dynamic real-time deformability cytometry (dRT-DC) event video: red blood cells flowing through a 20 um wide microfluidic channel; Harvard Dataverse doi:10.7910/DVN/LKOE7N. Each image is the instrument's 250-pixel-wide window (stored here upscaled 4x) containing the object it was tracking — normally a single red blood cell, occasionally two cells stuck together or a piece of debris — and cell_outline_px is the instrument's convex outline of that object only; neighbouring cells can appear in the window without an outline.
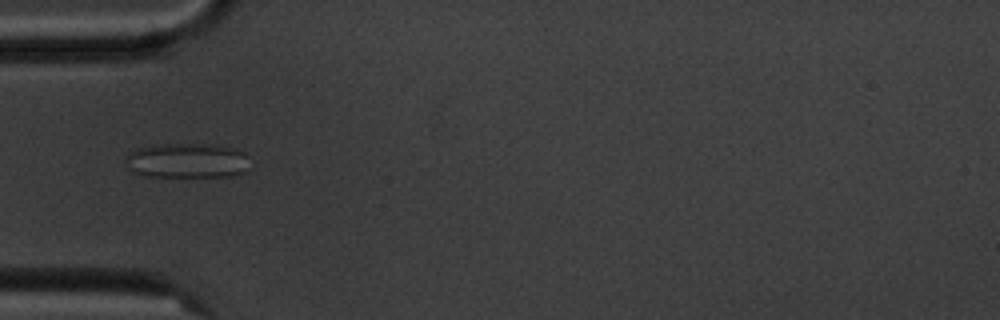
{"species": "common noctule bat (a hibernating species)", "species_latin": "Nyctalus noctula", "temperature_condition": "cold", "stored_images_in_passage": 8, "camera_frame_rate_fps": 3000, "um_per_image_px": 0.085, "animal": {"sex": "male", "body_mass_g": 20.1, "forearm_length_mm": 53.5}, "frame": {"image": 1, "passage_image": 5, "time_ms": 5.333, "image_size_px": [1000, 320], "cell_outline_px": [[248, 168], [244, 172], [232, 176], [144, 176], [132, 172], [128, 168], [124, 160], [128, 152], [136, 148], [164, 144], [216, 144], [236, 148], [244, 152], [248, 156]], "centroid_in_image_um": [15.9, 13.64], "position_along_channel_um": 69.1, "area_um2": 25.61}}
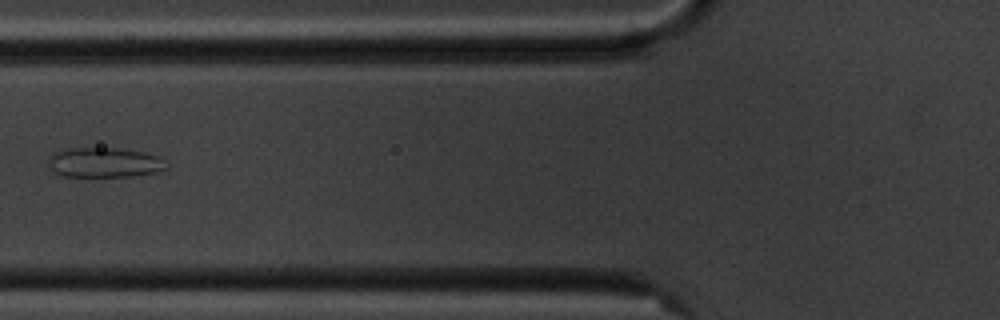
{"frame": {"image": 2, "passage_image": 6, "time_ms": 6.667, "image_size_px": [1000, 320], "cell_outline_px": [[168, 168], [156, 172], [132, 176], [64, 176], [56, 172], [48, 164], [48, 156], [64, 148], [116, 148], [144, 152], [160, 156]], "centroid_in_image_um": [8.88, 13.8], "position_along_channel_um": 116.9, "area_um2": 20.46}}